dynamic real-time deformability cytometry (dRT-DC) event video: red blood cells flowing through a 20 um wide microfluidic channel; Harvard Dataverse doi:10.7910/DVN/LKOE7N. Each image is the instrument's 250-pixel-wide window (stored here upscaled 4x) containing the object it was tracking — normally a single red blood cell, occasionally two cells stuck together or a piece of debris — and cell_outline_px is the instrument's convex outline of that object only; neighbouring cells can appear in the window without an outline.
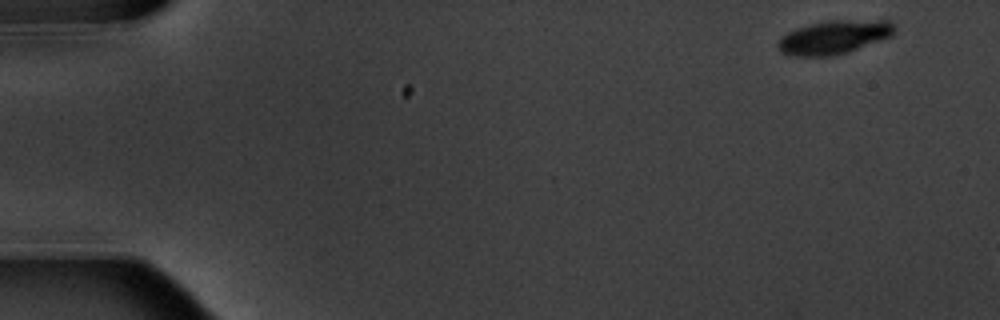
{"species": "common noctule bat (a hibernating species)", "species_latin": "Nyctalus noctula", "temperature_condition": "warm", "stored_images_in_passage": 3, "camera_frame_rate_fps": 3000, "um_per_image_px": 0.085, "animal": {"sex": "male", "body_mass_g": 20.1, "forearm_length_mm": 53.5}, "frame": {"image": 1, "passage_image": 1, "time_ms": 0.0, "image_size_px": [1000, 320], "cell_outline_px": [[896, 32], [892, 36], [848, 52], [828, 56], [796, 56], [780, 52], [776, 44], [788, 32], [796, 28], [828, 20], [888, 20], [896, 28]], "centroid_in_image_um": [70.92, 3.16], "position_along_channel_um": 14.1, "area_um2": 22.72}}